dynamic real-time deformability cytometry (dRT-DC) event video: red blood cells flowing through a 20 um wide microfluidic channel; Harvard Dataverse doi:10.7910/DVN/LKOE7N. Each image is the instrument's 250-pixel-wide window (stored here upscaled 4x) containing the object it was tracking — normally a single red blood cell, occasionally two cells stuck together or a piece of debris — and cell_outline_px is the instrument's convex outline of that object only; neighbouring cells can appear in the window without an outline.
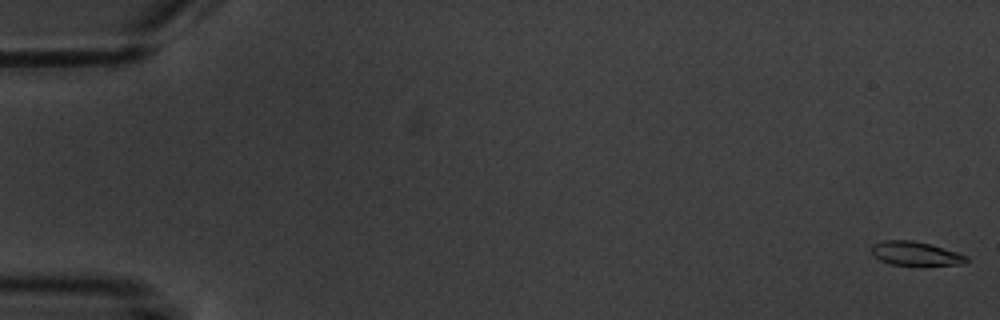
{"species": "common noctule bat (a hibernating species)", "species_latin": "Nyctalus noctula", "temperature_condition": "warm", "stored_images_in_passage": 5, "camera_frame_rate_fps": 3000, "um_per_image_px": 0.085, "animal": {"sex": "male", "body_mass_g": 20.1, "forearm_length_mm": 53.5}, "frame": {"image": 1, "passage_image": 1, "time_ms": 0.0, "image_size_px": [1000, 320], "cell_outline_px": [[968, 260], [964, 264], [892, 264], [880, 260], [872, 252], [872, 244], [884, 240], [912, 240], [928, 244], [956, 252], [968, 256]], "centroid_in_image_um": [77.8, 21.53], "position_along_channel_um": 7.2, "area_um2": 12.72}}
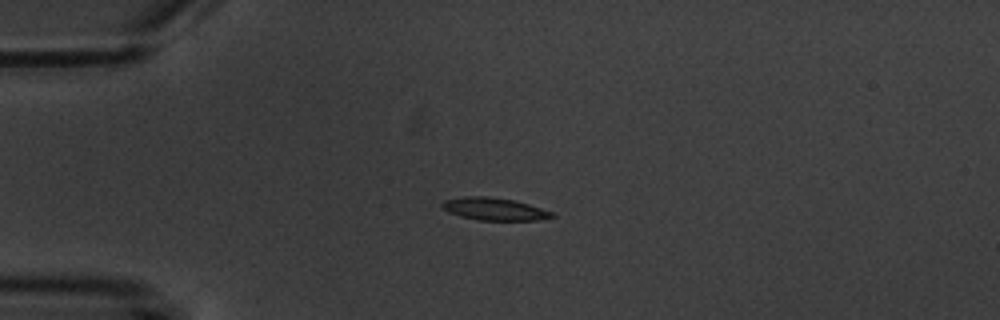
{"frame": {"image": 2, "passage_image": 4, "time_ms": 4.667, "image_size_px": [1000, 320], "cell_outline_px": [[556, 216], [536, 220], [476, 220], [460, 216], [448, 212], [440, 208], [440, 204], [444, 200], [464, 196], [488, 196], [512, 200], [528, 204], [552, 212]], "centroid_in_image_um": [41.94, 17.76], "position_along_channel_um": 43.1, "area_um2": 14.39}}